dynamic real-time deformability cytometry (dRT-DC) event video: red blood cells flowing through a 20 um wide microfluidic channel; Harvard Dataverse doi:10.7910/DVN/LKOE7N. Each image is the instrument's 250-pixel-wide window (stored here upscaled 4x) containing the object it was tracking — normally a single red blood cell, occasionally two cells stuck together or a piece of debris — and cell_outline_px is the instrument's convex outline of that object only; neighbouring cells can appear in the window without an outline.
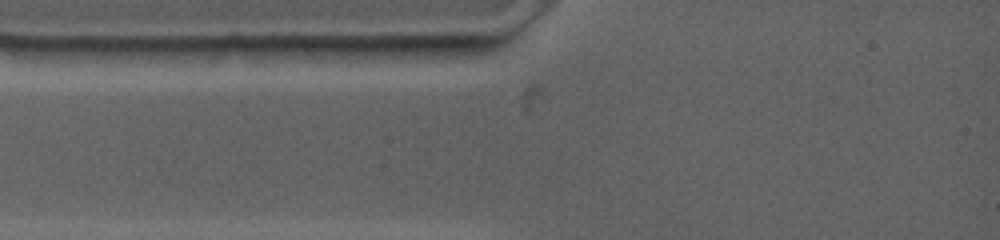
{"species": "common noctule bat (a hibernating species)", "species_latin": "Nyctalus noctula", "temperature_condition": "warm", "stored_images_in_passage": 1, "camera_frame_rate_fps": 4500, "um_per_image_px": 0.085, "animal": {"sex": "female", "body_mass_g": 19.0, "forearm_length_mm": 53.3}, "frame": {"image": 1, "passage_image": 1, "time_ms": 0.0, "image_size_px": [1000, 240], "cell_outline_px": [[292, 48], [276, 64], [192, 56], [164, 48], [232, 44], [240, 44]], "centroid_in_image_um": [20.12, 4.46], "position_along_channel_um": 64.9, "area_um2": 10.98}}